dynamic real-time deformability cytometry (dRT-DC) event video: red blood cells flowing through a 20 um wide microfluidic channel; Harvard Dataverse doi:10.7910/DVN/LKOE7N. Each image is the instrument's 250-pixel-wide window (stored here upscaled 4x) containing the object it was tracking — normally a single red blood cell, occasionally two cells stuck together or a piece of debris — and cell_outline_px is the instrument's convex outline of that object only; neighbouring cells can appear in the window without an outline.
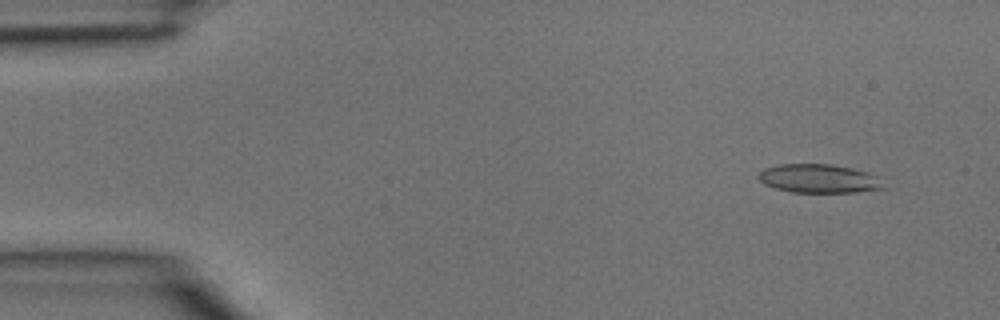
{"species": "common noctule bat (a hibernating species)", "species_latin": "Nyctalus noctula", "temperature_condition": "room temperature", "stored_images_in_passage": 3, "camera_frame_rate_fps": 3000, "um_per_image_px": 0.085, "animal": {"sex": "male", "body_mass_g": 15.6}, "frame": {"image": 1, "passage_image": 1, "time_ms": 0.0, "image_size_px": [1000, 320], "cell_outline_px": [[888, 188], [856, 192], [792, 192], [776, 188], [764, 184], [756, 176], [764, 168], [780, 164], [832, 164], [852, 168], [868, 172], [880, 176]], "centroid_in_image_um": [69.68, 15.18], "position_along_channel_um": 15.3, "area_um2": 21.21}}
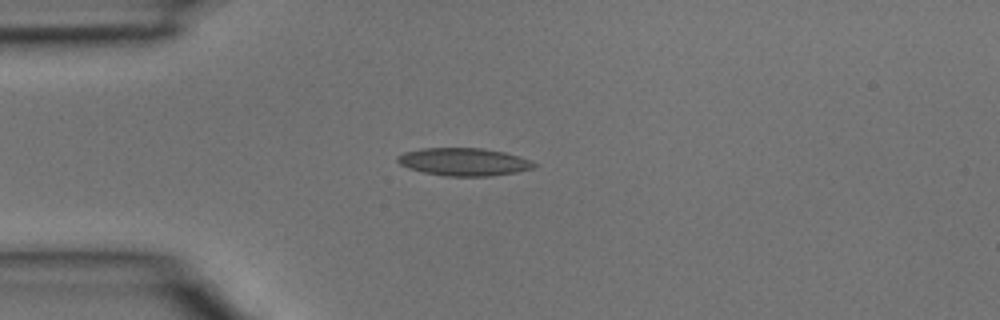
{"frame": {"image": 2, "passage_image": 3, "time_ms": 0.667, "image_size_px": [1000, 320], "cell_outline_px": [[540, 164], [536, 168], [516, 172], [488, 176], [444, 176], [424, 172], [408, 168], [400, 164], [396, 160], [396, 156], [404, 152], [420, 148], [480, 148], [504, 152], [520, 156]], "centroid_in_image_um": [39.45, 13.75], "position_along_channel_um": 45.6, "area_um2": 22.25}}